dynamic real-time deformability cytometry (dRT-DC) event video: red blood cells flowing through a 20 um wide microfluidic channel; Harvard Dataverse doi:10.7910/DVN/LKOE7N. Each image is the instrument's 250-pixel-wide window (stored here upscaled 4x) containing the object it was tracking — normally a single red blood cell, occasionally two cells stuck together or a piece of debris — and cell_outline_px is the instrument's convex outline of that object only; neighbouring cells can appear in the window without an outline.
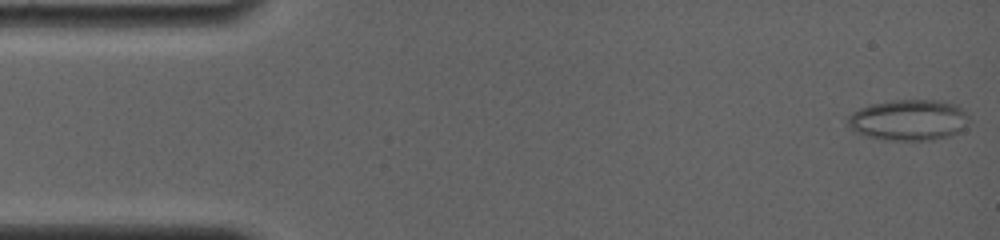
{"species": "common noctule bat (a hibernating species)", "species_latin": "Nyctalus noctula", "temperature_condition": "room temperature", "stored_images_in_passage": 29, "camera_frame_rate_fps": 4000, "um_per_image_px": 0.085, "animal": {"sex": "female", "body_mass_g": 19.0, "forearm_length_mm": 56.7}, "frame": {"image": 1, "passage_image": 1, "time_ms": 0.0, "image_size_px": [1000, 240], "cell_outline_px": [[972, 120], [964, 128], [948, 136], [932, 140], [888, 140], [868, 136], [856, 132], [848, 124], [848, 116], [852, 112], [868, 104], [892, 100], [936, 100], [956, 104]], "centroid_in_image_um": [77.25, 10.19], "position_along_channel_um": 7.8, "area_um2": 28.9}}
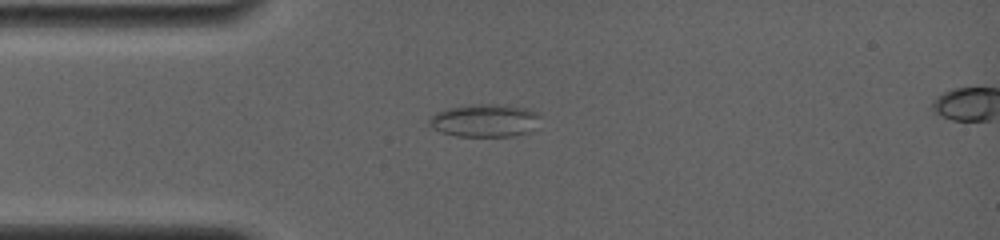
{"frame": {"image": 2, "passage_image": 16, "time_ms": 3.75, "image_size_px": [1000, 240], "cell_outline_px": [[540, 112], [536, 128], [528, 132], [512, 136], [456, 136], [440, 132], [432, 128], [428, 124], [428, 120], [436, 112], [448, 108], [472, 104], [500, 104], [528, 108]], "centroid_in_image_um": [41.21, 10.24], "position_along_channel_um": 43.8, "area_um2": 21.5}}
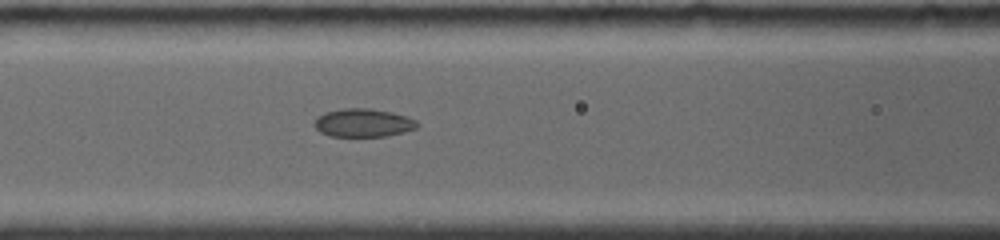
{"frame": {"image": 3, "passage_image": 27, "time_ms": 6.5, "image_size_px": [1000, 240], "cell_outline_px": [[420, 124], [416, 128], [404, 132], [388, 136], [328, 136], [320, 132], [312, 124], [316, 116], [324, 112], [344, 108], [372, 108], [392, 112], [416, 120]], "centroid_in_image_um": [30.84, 10.43], "position_along_channel_um": 135.8, "area_um2": 17.17}}